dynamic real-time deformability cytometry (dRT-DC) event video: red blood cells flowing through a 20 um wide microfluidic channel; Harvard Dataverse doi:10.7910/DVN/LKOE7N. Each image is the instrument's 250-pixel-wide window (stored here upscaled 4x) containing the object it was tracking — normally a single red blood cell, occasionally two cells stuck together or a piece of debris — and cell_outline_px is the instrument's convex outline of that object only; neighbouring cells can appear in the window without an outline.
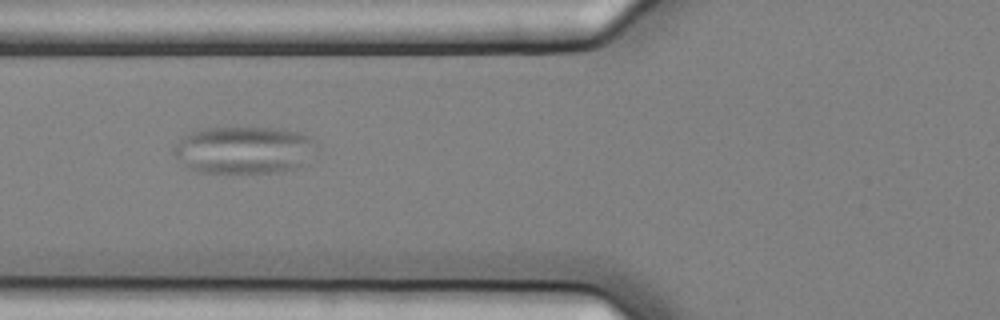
{"species": "common noctule bat (a hibernating species)", "species_latin": "Nyctalus noctula", "temperature_condition": "cold", "stored_images_in_passage": 4, "camera_frame_rate_fps": 3000, "um_per_image_px": 0.085, "animal": {"sex": "female", "body_mass_g": 25.1}, "frame": {"image": 1, "passage_image": 3, "time_ms": 0.667, "image_size_px": [1000, 320], "cell_outline_px": [[316, 144], [300, 164], [296, 168], [284, 172], [196, 172], [176, 156], [172, 152], [172, 148], [184, 136], [192, 132], [204, 128], [272, 128], [300, 132], [308, 136]], "centroid_in_image_um": [20.69, 12.74], "position_along_channel_um": 105.1, "area_um2": 38.49}}
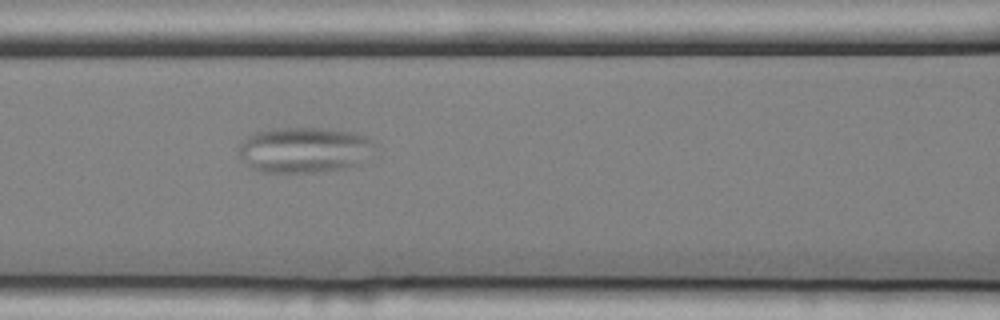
{"frame": {"image": 2, "passage_image": 4, "time_ms": 1.0, "image_size_px": [1000, 320], "cell_outline_px": [[376, 148], [356, 164], [344, 168], [324, 172], [260, 172], [252, 168], [240, 156], [240, 144], [248, 136], [256, 132], [276, 128], [320, 128], [356, 132], [368, 136], [376, 144]], "centroid_in_image_um": [25.89, 12.73], "position_along_channel_um": 140.7, "area_um2": 36.07}}